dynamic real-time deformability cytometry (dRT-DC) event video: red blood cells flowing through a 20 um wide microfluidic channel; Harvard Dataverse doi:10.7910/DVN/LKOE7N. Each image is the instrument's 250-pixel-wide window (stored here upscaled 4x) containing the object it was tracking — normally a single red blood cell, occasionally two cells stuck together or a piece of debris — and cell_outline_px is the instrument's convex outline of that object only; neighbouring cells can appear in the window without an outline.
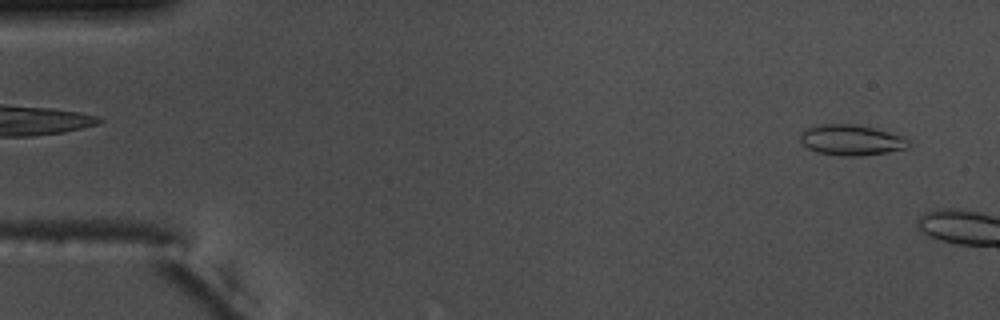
{"species": "common noctule bat (a hibernating species)", "species_latin": "Nyctalus noctula", "temperature_condition": "warm", "stored_images_in_passage": 6, "camera_frame_rate_fps": 3000, "um_per_image_px": 0.085, "animal": {"sex": "male", "body_mass_g": 17.5, "forearm_length_mm": 52.3}, "frame": {"image": 1, "passage_image": 3, "time_ms": 0.667, "image_size_px": [1000, 320], "cell_outline_px": [[912, 144], [908, 148], [888, 152], [860, 156], [840, 156], [816, 152], [808, 148], [800, 140], [800, 132], [804, 128], [816, 124], [856, 124], [876, 128], [904, 136]], "centroid_in_image_um": [72.36, 11.89], "position_along_channel_um": 12.6, "area_um2": 19.77}}